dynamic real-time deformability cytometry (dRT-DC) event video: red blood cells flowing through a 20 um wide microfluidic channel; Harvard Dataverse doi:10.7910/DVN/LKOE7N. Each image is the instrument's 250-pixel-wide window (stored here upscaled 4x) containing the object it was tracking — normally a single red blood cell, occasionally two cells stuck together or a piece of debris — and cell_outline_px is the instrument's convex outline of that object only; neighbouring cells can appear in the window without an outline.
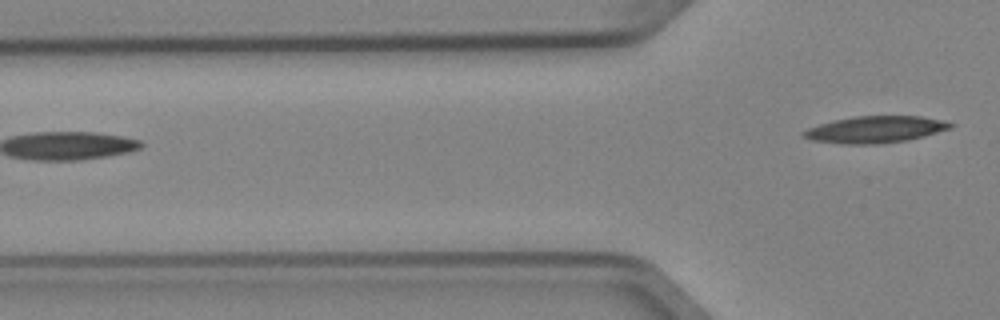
{"species": "Egyptian fruit bat (a non-hibernating species)", "species_latin": "Rousettus aegyptiacus", "temperature_condition": "cold", "stored_images_in_passage": 2, "camera_frame_rate_fps": 3000, "um_per_image_px": 0.085, "animal": {"sex": "female"}, "frame": {"image": 1, "passage_image": 2, "time_ms": 0.333, "image_size_px": [1000, 320], "cell_outline_px": [[956, 124], [952, 128], [924, 136], [908, 140], [876, 144], [844, 144], [812, 140], [800, 136], [800, 132], [808, 128], [832, 120], [852, 116], [920, 116], [944, 120]], "centroid_in_image_um": [74.39, 11.0], "position_along_channel_um": 51.4, "area_um2": 23.12}}